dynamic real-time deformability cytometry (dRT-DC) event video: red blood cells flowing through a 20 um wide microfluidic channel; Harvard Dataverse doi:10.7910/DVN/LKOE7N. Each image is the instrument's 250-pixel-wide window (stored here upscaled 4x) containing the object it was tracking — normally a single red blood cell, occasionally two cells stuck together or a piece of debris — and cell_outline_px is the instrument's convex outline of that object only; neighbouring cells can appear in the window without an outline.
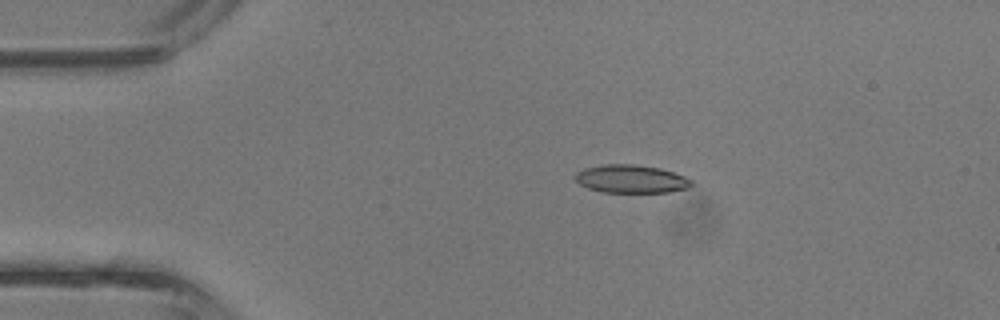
{"species": "common noctule bat (a hibernating species)", "species_latin": "Nyctalus noctula", "temperature_condition": "room temperature", "stored_images_in_passage": 3, "camera_frame_rate_fps": 3000, "um_per_image_px": 0.085, "animal": {"sex": "male", "body_mass_g": 13.3}, "frame": {"image": 1, "passage_image": 2, "time_ms": 0.333, "image_size_px": [1000, 320], "cell_outline_px": [[692, 184], [688, 188], [668, 192], [604, 192], [588, 188], [580, 184], [576, 180], [576, 172], [584, 168], [604, 164], [632, 164], [660, 168], [684, 176], [692, 180]], "centroid_in_image_um": [53.64, 15.21], "position_along_channel_um": 31.4, "area_um2": 18.9}}